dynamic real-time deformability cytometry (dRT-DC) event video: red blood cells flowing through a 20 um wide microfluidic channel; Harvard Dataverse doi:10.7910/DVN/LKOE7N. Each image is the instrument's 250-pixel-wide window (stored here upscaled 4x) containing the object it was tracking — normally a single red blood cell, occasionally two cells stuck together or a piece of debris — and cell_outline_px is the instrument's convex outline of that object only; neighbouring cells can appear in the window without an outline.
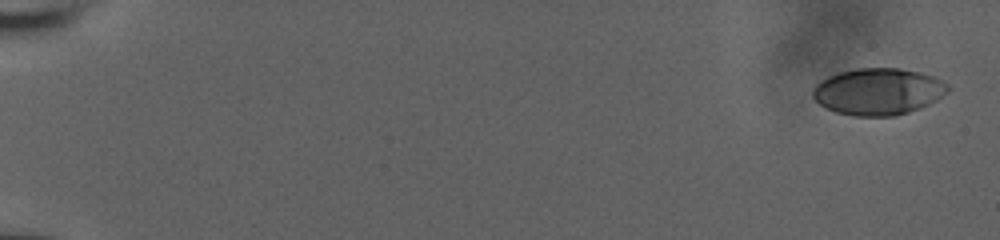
{"species": "human", "species_latin": "Homo sapiens", "temperature_condition": "room temperature", "stored_images_in_passage": 56, "camera_frame_rate_fps": 3000, "um_per_image_px": 0.085, "donor": {"sex": "male"}, "frame": {"image": 1, "passage_image": 1, "time_ms": 0.0, "image_size_px": [1000, 240], "cell_outline_px": [[948, 92], [936, 100], [920, 108], [896, 116], [852, 116], [836, 112], [820, 104], [812, 96], [812, 88], [820, 80], [828, 76], [840, 72], [856, 68], [900, 68], [920, 72], [936, 76], [944, 80], [948, 84]], "centroid_in_image_um": [74.66, 7.77], "position_along_channel_um": 10.3, "area_um2": 37.05}}
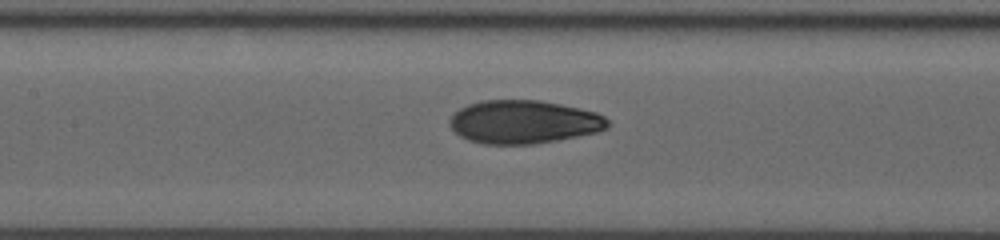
{"frame": {"image": 2, "passage_image": 29, "time_ms": 9.333, "image_size_px": [1000, 240], "cell_outline_px": [[612, 124], [608, 128], [596, 132], [556, 140], [532, 144], [484, 144], [468, 140], [460, 136], [452, 128], [452, 116], [460, 108], [468, 104], [480, 100], [540, 100], [580, 108], [596, 112], [604, 116]], "centroid_in_image_um": [44.55, 10.36], "position_along_channel_um": 162.8, "area_um2": 39.71}}
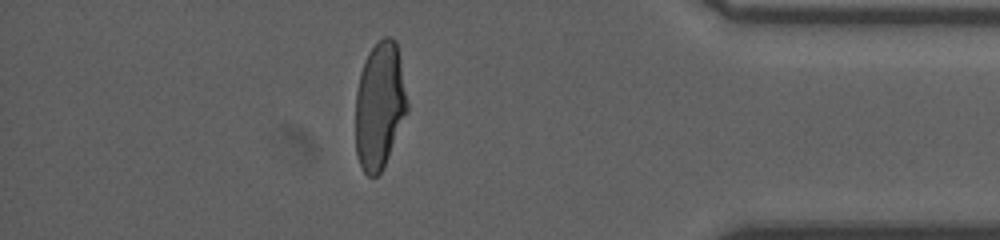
{"frame": {"image": 3, "passage_image": 50, "time_ms": 16.333, "image_size_px": [1000, 240], "cell_outline_px": [[408, 112], [388, 156], [380, 172], [376, 176], [368, 176], [364, 172], [356, 156], [356, 92], [360, 72], [364, 60], [368, 52], [384, 36], [392, 36], [396, 40], [400, 56], [408, 104]], "centroid_in_image_um": [32.27, 8.93], "position_along_channel_um": 402.9, "area_um2": 38.38}, "authors_computed_cell_mechanics": {"area_um2": 38.8416, "velocity_mm_per_s": 3.849, "shape_relaxation_time_tau1_ms": 6.3904, "shape_relaxation_time_tau2_ms": 1.0854, "deformation_change_tau1": 0.2331, "deformation_change_tau2": 0.0604}}